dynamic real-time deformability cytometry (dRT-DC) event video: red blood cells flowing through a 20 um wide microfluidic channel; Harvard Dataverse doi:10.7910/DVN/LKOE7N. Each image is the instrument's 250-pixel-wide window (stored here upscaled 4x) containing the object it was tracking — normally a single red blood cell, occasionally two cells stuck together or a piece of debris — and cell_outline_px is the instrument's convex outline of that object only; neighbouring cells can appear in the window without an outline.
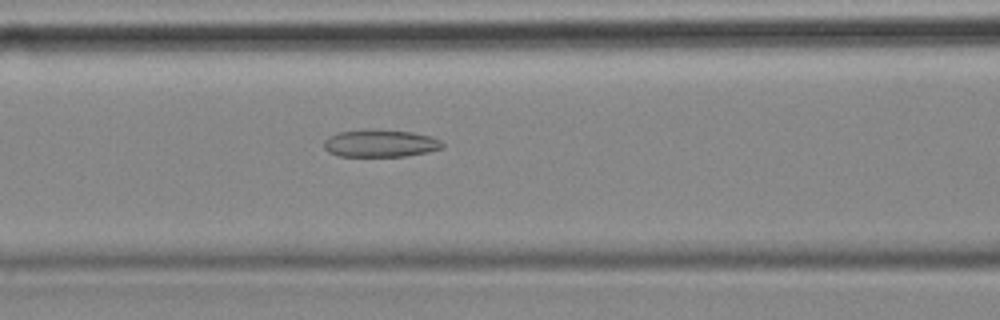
{"species": "common noctule bat (a hibernating species)", "species_latin": "Nyctalus noctula", "temperature_condition": "cold", "stored_images_in_passage": 39, "camera_frame_rate_fps": 3000, "um_per_image_px": 0.085, "animal": {"sex": "female", "body_mass_g": 18.4}, "frame": {"image": 1, "passage_image": 6, "time_ms": 1.667, "image_size_px": [1000, 320], "cell_outline_px": [[444, 148], [428, 152], [404, 156], [340, 156], [328, 152], [324, 148], [324, 140], [328, 136], [336, 132], [412, 132], [432, 136], [440, 140], [444, 144]], "centroid_in_image_um": [32.36, 12.23], "position_along_channel_um": 134.2, "area_um2": 18.21}}
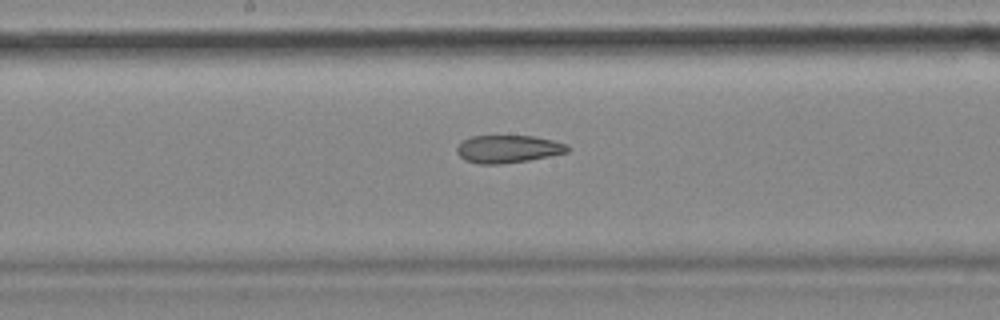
{"frame": {"image": 2, "passage_image": 12, "time_ms": 3.667, "image_size_px": [1000, 320], "cell_outline_px": [[572, 148], [568, 152], [528, 160], [500, 164], [480, 164], [464, 160], [456, 152], [456, 148], [464, 140], [472, 136], [532, 136], [552, 140], [568, 144]], "centroid_in_image_um": [43.2, 12.66], "position_along_channel_um": 205.0, "area_um2": 17.8}}
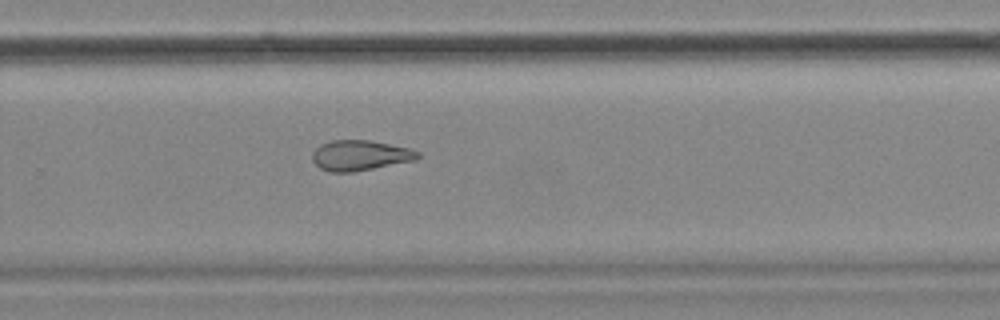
{"frame": {"image": 3, "passage_image": 20, "time_ms": 6.333, "image_size_px": [1000, 320], "cell_outline_px": [[420, 156], [416, 160], [352, 172], [328, 172], [320, 168], [312, 160], [312, 152], [320, 144], [332, 140], [368, 140], [408, 148], [420, 152]], "centroid_in_image_um": [30.58, 13.21], "position_along_channel_um": 299.2, "area_um2": 18.55}}